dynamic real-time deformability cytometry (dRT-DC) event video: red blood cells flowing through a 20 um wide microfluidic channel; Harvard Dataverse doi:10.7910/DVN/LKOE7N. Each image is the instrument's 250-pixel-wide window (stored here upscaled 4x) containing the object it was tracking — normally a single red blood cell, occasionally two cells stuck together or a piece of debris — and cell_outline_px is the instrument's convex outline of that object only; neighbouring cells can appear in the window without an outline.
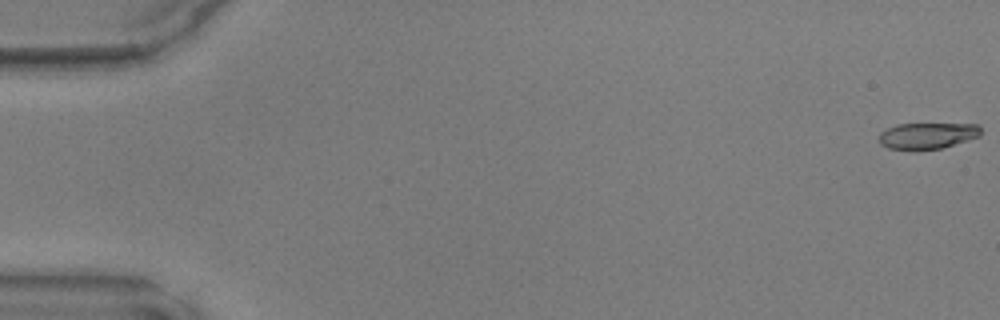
{"species": "common noctule bat (a hibernating species)", "species_latin": "Nyctalus noctula", "temperature_condition": "warm", "stored_images_in_passage": 49, "camera_frame_rate_fps": 3000, "um_per_image_px": 0.085, "animal": {"sex": "male", "body_mass_g": 17.9, "forearm_length_mm": 54.2}, "frame": {"image": 1, "passage_image": 1, "time_ms": 0.0, "image_size_px": [1000, 320], "cell_outline_px": [[980, 136], [940, 148], [888, 148], [880, 144], [880, 132], [896, 124], [976, 124], [980, 128]], "centroid_in_image_um": [78.82, 11.5], "position_along_channel_um": 6.2, "area_um2": 14.97}}
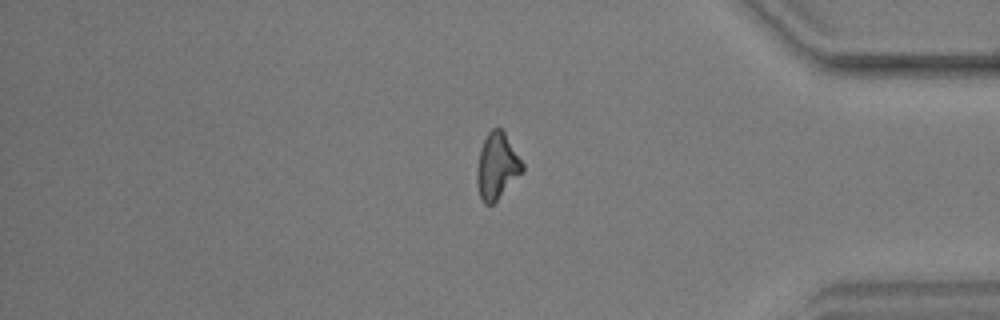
{"frame": {"image": 2, "passage_image": 41, "time_ms": 13.333, "image_size_px": [1000, 320], "cell_outline_px": [[524, 172], [492, 204], [484, 204], [480, 196], [476, 184], [476, 168], [480, 148], [488, 132], [492, 128], [500, 128], [504, 132], [524, 164]], "centroid_in_image_um": [42.23, 14.12], "position_along_channel_um": 393.0, "area_um2": 17.57}}
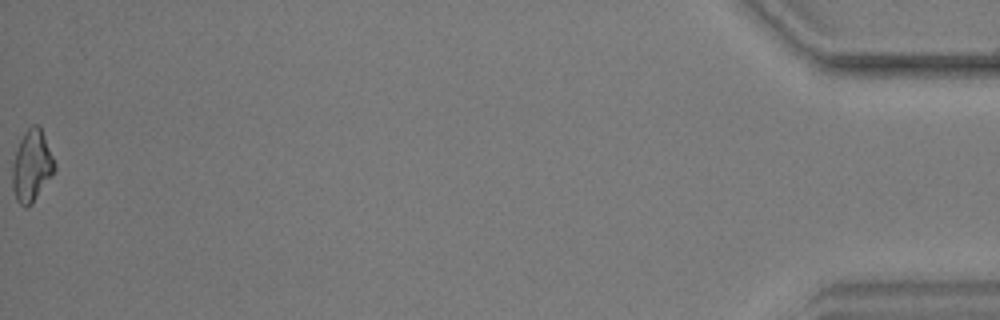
{"frame": {"image": 3, "passage_image": 49, "time_ms": 16.0, "image_size_px": [1000, 320], "cell_outline_px": [[56, 168], [52, 176], [32, 204], [28, 208], [24, 208], [16, 200], [12, 188], [12, 164], [20, 140], [24, 132], [32, 124], [40, 124], [56, 164]], "centroid_in_image_um": [2.7, 14.11], "position_along_channel_um": 432.5, "area_um2": 17.86}}